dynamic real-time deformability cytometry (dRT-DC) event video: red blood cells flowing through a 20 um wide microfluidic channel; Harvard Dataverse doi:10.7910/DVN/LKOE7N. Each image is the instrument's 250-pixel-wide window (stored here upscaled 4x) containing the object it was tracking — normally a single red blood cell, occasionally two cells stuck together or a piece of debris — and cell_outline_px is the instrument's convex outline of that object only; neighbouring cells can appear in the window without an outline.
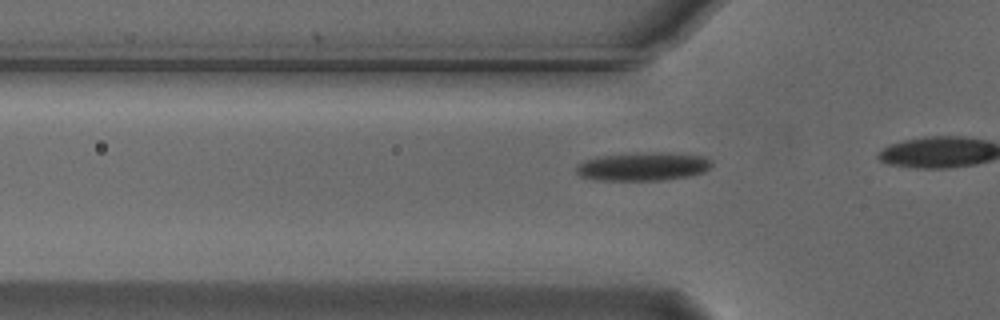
{"species": "Egyptian fruit bat (a non-hibernating species)", "species_latin": "Rousettus aegyptiacus", "temperature_condition": "cold", "stored_images_in_passage": 17, "camera_frame_rate_fps": 3000, "um_per_image_px": 0.085, "animal": {"sex": "male"}, "frame": {"image": 1, "passage_image": 12, "time_ms": 3.667, "image_size_px": [1000, 320], "cell_outline_px": [[712, 164], [704, 172], [688, 176], [660, 180], [596, 180], [580, 176], [576, 172], [576, 164], [584, 160], [596, 156], [636, 152], [668, 152], [704, 156], [712, 160]], "centroid_in_image_um": [54.62, 14.13], "position_along_channel_um": 71.2, "area_um2": 22.77}}